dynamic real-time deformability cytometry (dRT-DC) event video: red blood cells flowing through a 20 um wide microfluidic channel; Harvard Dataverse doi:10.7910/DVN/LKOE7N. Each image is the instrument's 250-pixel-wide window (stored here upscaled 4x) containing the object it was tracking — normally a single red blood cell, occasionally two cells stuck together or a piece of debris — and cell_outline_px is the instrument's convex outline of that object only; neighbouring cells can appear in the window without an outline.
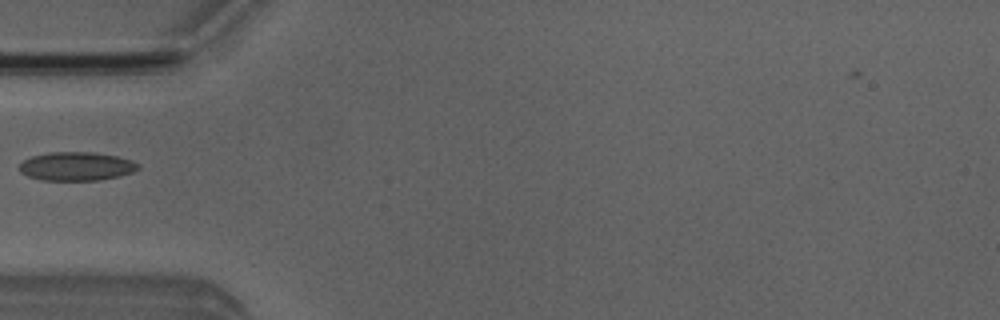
{"species": "Egyptian fruit bat (a non-hibernating species)", "species_latin": "Rousettus aegyptiacus", "temperature_condition": "room temperature", "stored_images_in_passage": 5, "camera_frame_rate_fps": 3000, "um_per_image_px": 0.085, "animal": {"sex": "male"}, "frame": {"image": 1, "passage_image": 3, "time_ms": 2.333, "image_size_px": [1000, 320], "cell_outline_px": [[140, 168], [132, 172], [120, 176], [100, 180], [40, 180], [28, 176], [20, 172], [20, 164], [24, 160], [32, 156], [48, 152], [96, 152], [116, 156], [132, 160], [140, 164]], "centroid_in_image_um": [6.52, 14.13], "position_along_channel_um": 78.5, "area_um2": 19.94}}